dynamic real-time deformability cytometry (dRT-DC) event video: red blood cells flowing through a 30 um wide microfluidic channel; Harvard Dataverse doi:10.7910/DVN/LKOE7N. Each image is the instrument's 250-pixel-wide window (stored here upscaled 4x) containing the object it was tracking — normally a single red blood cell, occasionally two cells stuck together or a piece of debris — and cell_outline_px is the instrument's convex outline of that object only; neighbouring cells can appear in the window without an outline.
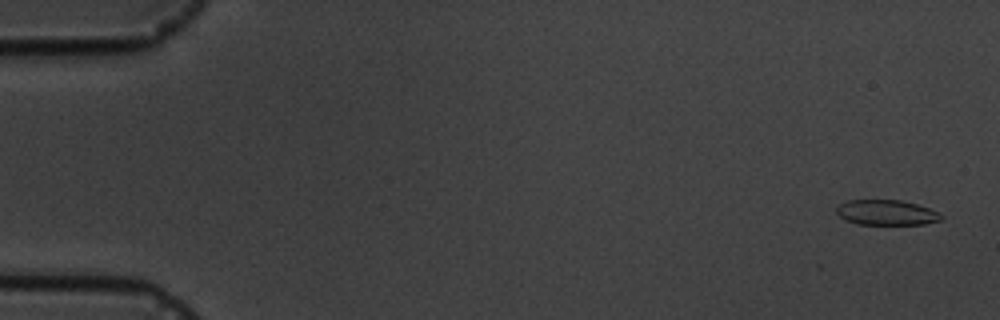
{"species": "common noctule bat (a hibernating species)", "species_latin": "Nyctalus noctula", "temperature_condition": "cold", "stored_images_in_passage": 5, "camera_frame_rate_fps": 3000, "um_per_image_px": 0.085, "animal": {"sex": "male", "body_mass_g": 19.5, "forearm_length_mm": 54.6}, "frame": {"image": 1, "passage_image": 1, "time_ms": 0.0, "image_size_px": [1000, 320], "cell_outline_px": [[944, 216], [940, 220], [924, 224], [856, 224], [844, 220], [836, 212], [836, 208], [840, 204], [848, 200], [900, 200], [916, 204], [928, 208]], "centroid_in_image_um": [75.31, 18.07], "position_along_channel_um": 9.7, "area_um2": 15.26}}
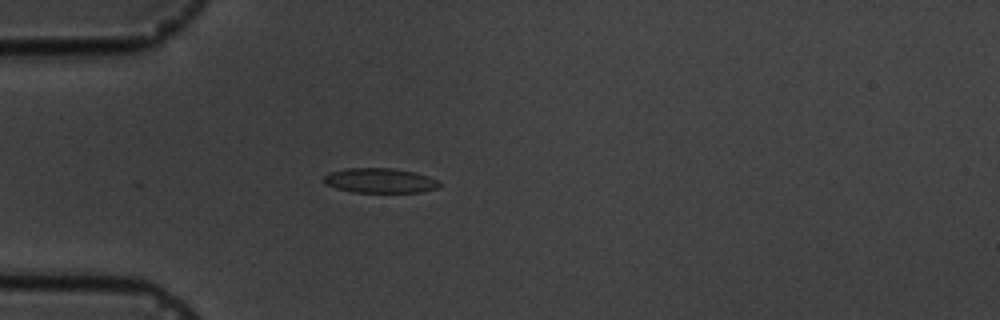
{"frame": {"image": 2, "passage_image": 5, "time_ms": 4.667, "image_size_px": [1000, 320], "cell_outline_px": [[440, 184], [436, 188], [420, 192], [352, 192], [336, 188], [324, 184], [324, 176], [328, 172], [348, 168], [392, 168], [412, 172], [428, 176], [436, 180]], "centroid_in_image_um": [32.23, 15.35], "position_along_channel_um": 52.8, "area_um2": 16.53}}